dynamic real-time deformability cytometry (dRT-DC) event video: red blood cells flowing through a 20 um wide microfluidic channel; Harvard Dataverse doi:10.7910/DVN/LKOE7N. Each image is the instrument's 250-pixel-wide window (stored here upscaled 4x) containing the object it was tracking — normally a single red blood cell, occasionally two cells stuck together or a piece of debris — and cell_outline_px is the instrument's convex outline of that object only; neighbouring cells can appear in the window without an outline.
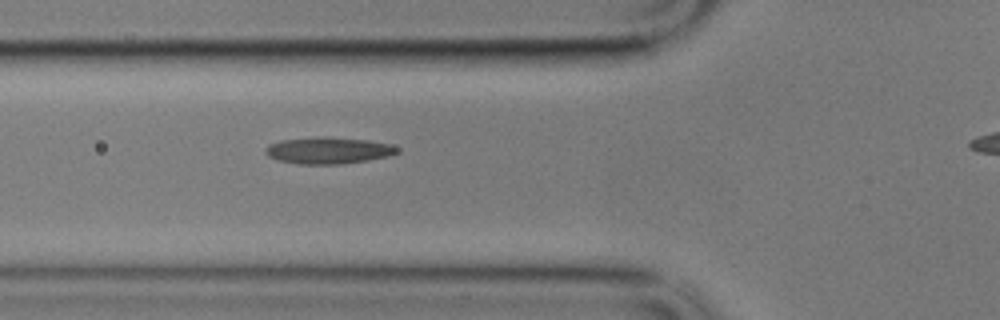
{"species": "common noctule bat (a hibernating species)", "species_latin": "Nyctalus noctula", "temperature_condition": "cold", "stored_images_in_passage": 44, "camera_frame_rate_fps": 3000, "um_per_image_px": 0.085, "animal": {"sex": "male", "body_mass_g": 17.9}, "frame": {"image": 1, "passage_image": 13, "time_ms": 4.0, "image_size_px": [1000, 320], "cell_outline_px": [[400, 152], [388, 156], [368, 160], [340, 164], [300, 164], [280, 160], [268, 156], [264, 152], [268, 144], [280, 140], [316, 136], [328, 136], [368, 140], [388, 144], [400, 148]], "centroid_in_image_um": [27.9, 12.77], "position_along_channel_um": 97.9, "area_um2": 20.58}}
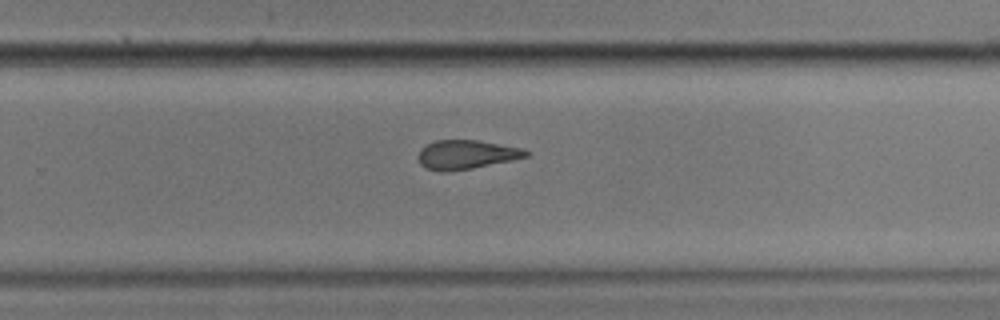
{"frame": {"image": 2, "passage_image": 30, "time_ms": 9.667, "image_size_px": [1000, 320], "cell_outline_px": [[528, 156], [512, 160], [472, 168], [448, 172], [440, 172], [424, 168], [420, 164], [420, 148], [436, 140], [480, 140], [520, 148], [528, 152]], "centroid_in_image_um": [39.6, 13.15], "position_along_channel_um": 290.2, "area_um2": 18.09}}
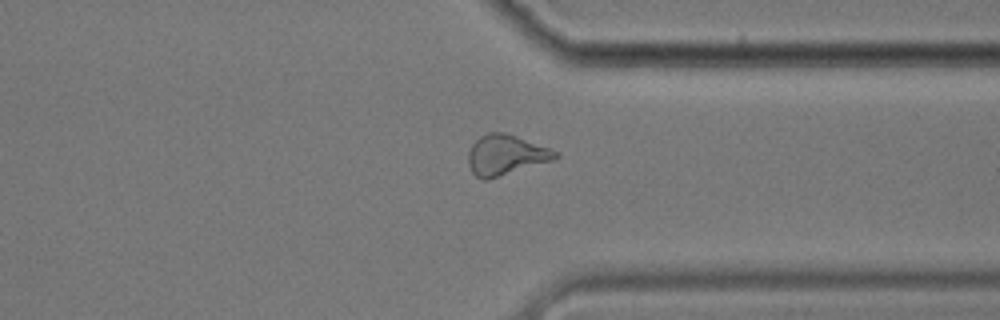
{"frame": {"image": 3, "passage_image": 37, "time_ms": 12.0, "image_size_px": [1000, 320], "cell_outline_px": [[560, 156], [556, 160], [488, 180], [484, 180], [476, 176], [472, 172], [468, 164], [468, 152], [472, 144], [480, 136], [488, 132], [504, 132], [516, 136], [548, 148], [556, 152]], "centroid_in_image_um": [42.98, 13.19], "position_along_channel_um": 368.4, "area_um2": 20.52}, "authors_computed_cell_mechanics": {"area_um2": 18.6116, "velocity_mm_per_s": 3.3935, "shape_relaxation_time_tau1_ms": null, "shape_relaxation_time_tau2_ms": 4.0848, "deformation_change_tau1": null, "deformation_change_tau2": 0.117}}